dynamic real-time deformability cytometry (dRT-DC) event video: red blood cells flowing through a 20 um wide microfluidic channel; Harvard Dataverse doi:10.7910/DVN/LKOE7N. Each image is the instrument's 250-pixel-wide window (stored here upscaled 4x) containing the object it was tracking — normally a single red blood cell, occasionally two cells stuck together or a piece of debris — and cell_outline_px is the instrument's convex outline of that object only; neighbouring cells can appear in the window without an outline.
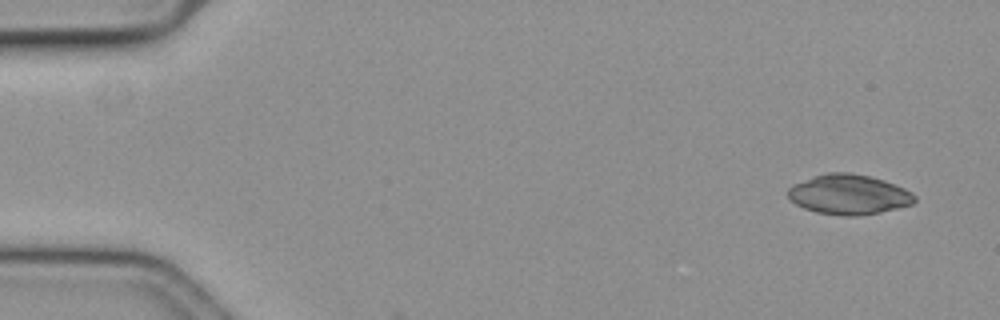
{"species": "common noctule bat (a hibernating species)", "species_latin": "Nyctalus noctula", "temperature_condition": "cold", "stored_images_in_passage": 3, "camera_frame_rate_fps": 3000, "um_per_image_px": 0.085, "animal": {"sex": "female", "body_mass_g": 19.3, "forearm_length_mm": 54.1}, "frame": {"image": 1, "passage_image": 1, "time_ms": 0.0, "image_size_px": [1000, 320], "cell_outline_px": [[916, 200], [912, 204], [880, 212], [856, 216], [844, 216], [816, 212], [804, 208], [796, 204], [788, 196], [788, 188], [792, 184], [828, 172], [848, 172], [868, 176], [884, 180], [904, 188], [912, 192], [916, 196]], "centroid_in_image_um": [72.15, 16.53], "position_along_channel_um": 12.8, "area_um2": 29.3}}